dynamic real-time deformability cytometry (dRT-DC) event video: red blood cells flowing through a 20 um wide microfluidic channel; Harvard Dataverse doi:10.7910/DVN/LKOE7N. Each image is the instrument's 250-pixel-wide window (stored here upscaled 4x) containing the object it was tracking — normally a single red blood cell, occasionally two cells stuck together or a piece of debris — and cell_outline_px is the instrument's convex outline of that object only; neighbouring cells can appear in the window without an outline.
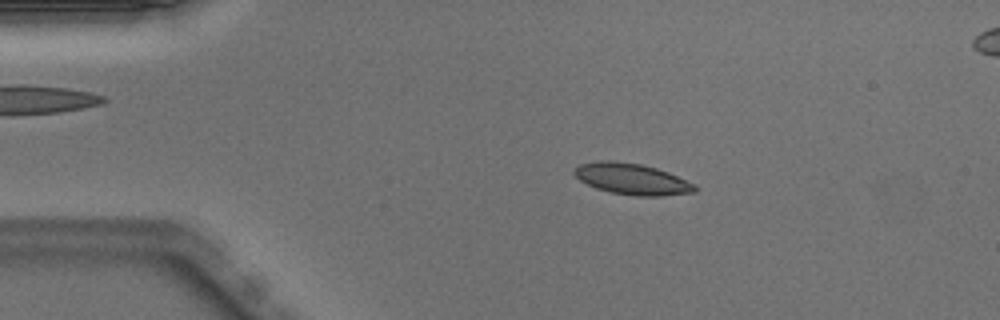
{"species": "Egyptian fruit bat (a non-hibernating species)", "species_latin": "Rousettus aegyptiacus", "temperature_condition": "warm", "stored_images_in_passage": 51, "segment_of_instrument_passage": [1, 2], "camera_frame_rate_fps": 3000, "um_per_image_px": 0.085, "animal": {"sex": "male"}, "frame": {"image": 1, "passage_image": 9, "time_ms": 2.667, "image_size_px": [1000, 320], "cell_outline_px": [[696, 192], [660, 196], [636, 196], [612, 192], [596, 188], [580, 180], [572, 172], [580, 164], [596, 160], [612, 160], [640, 164], [656, 168], [668, 172], [696, 184]], "centroid_in_image_um": [53.72, 15.21], "position_along_channel_um": 31.3, "area_um2": 21.85}}
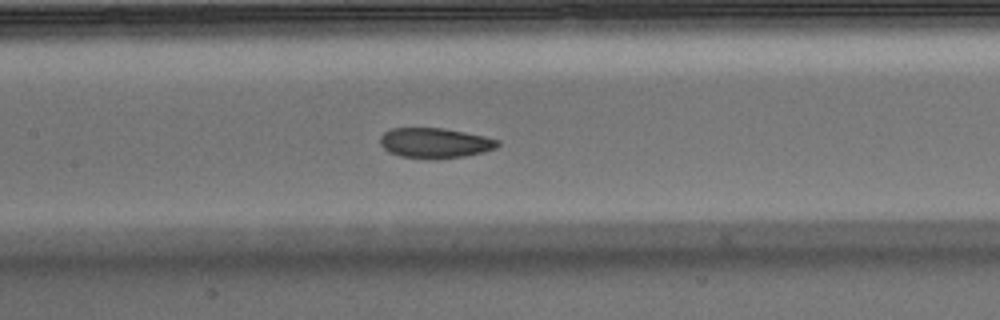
{"frame": {"image": 2, "passage_image": 23, "time_ms": 7.333, "image_size_px": [1000, 320], "cell_outline_px": [[500, 144], [496, 148], [484, 152], [464, 156], [436, 160], [432, 160], [400, 156], [388, 152], [380, 144], [380, 136], [384, 132], [392, 128], [444, 128], [484, 136], [500, 140]], "centroid_in_image_um": [36.97, 12.16], "position_along_channel_um": 170.4, "area_um2": 20.92}}
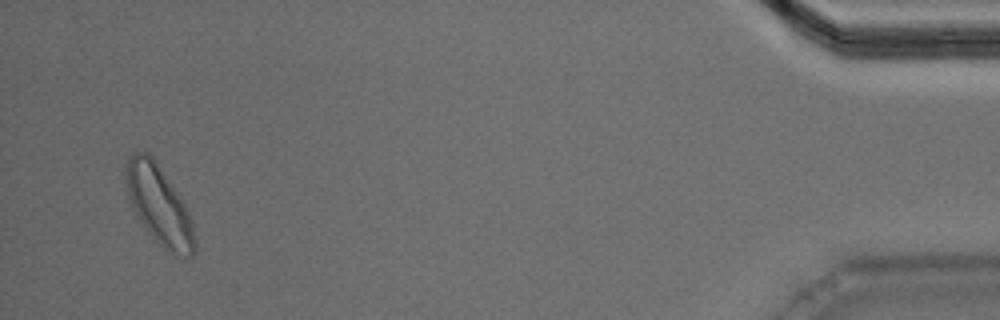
{"frame": {"image": 3, "passage_image": 48, "time_ms": 15.667, "image_size_px": [1000, 320], "cell_outline_px": [[196, 252], [192, 256], [172, 256], [144, 228], [136, 216], [132, 208], [128, 196], [124, 172], [124, 164], [128, 156], [136, 148], [148, 152], [152, 156], [184, 204], [188, 212], [192, 224], [196, 240]], "centroid_in_image_um": [13.48, 17.42], "position_along_channel_um": 421.7, "area_um2": 31.91}}